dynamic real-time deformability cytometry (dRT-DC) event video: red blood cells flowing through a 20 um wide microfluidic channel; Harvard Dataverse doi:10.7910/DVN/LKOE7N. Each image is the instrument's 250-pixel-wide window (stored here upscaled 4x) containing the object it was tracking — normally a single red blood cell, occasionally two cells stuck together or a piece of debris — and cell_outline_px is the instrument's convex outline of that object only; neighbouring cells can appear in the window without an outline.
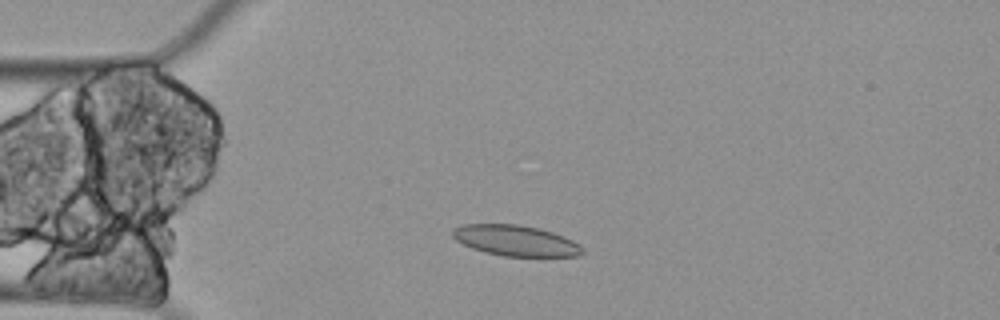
{"species": "Egyptian fruit bat (a non-hibernating species)", "species_latin": "Rousettus aegyptiacus", "temperature_condition": "cold", "stored_images_in_passage": 56, "camera_frame_rate_fps": 3000, "um_per_image_px": 0.085, "animal": {"sex": "female"}, "frame": {"image": 1, "passage_image": 11, "time_ms": 3.333, "image_size_px": [1000, 320], "cell_outline_px": [[584, 252], [580, 256], [504, 256], [484, 252], [472, 248], [456, 240], [452, 236], [452, 228], [464, 224], [516, 224], [540, 228], [552, 232], [572, 240], [580, 244], [584, 248]], "centroid_in_image_um": [43.83, 20.45], "position_along_channel_um": 41.2, "area_um2": 23.29}}
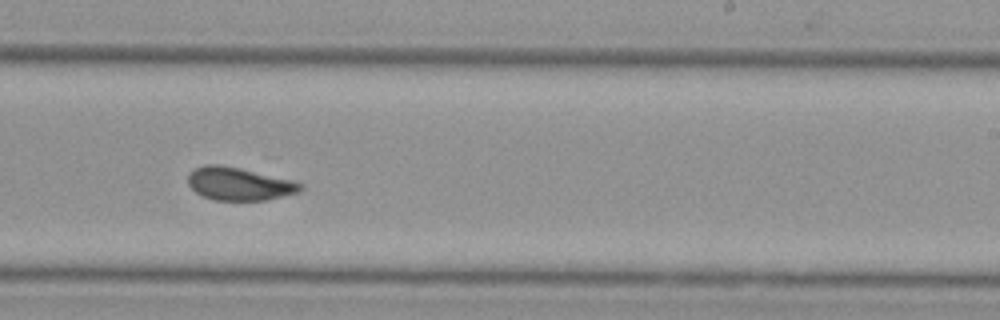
{"frame": {"image": 2, "passage_image": 33, "time_ms": 10.667, "image_size_px": [1000, 320], "cell_outline_px": [[304, 188], [300, 192], [264, 200], [212, 200], [196, 192], [188, 184], [188, 172], [204, 164], [220, 164], [240, 168], [296, 180], [304, 184]], "centroid_in_image_um": [20.36, 15.61], "position_along_channel_um": 268.6, "area_um2": 21.85}}
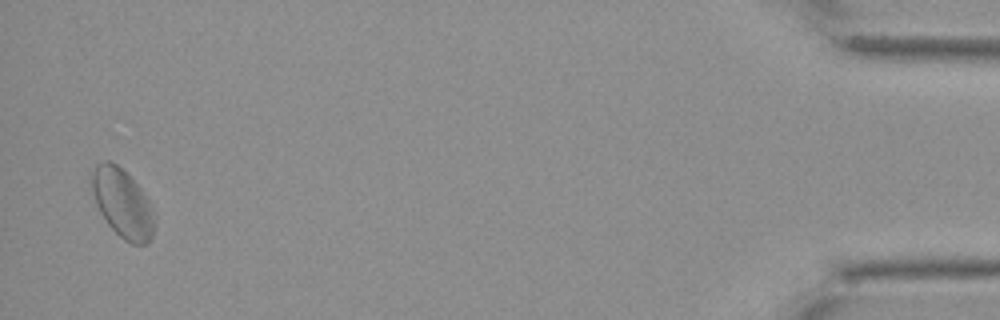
{"frame": {"image": 3, "passage_image": 55, "time_ms": 18.0, "image_size_px": [1000, 320], "cell_outline_px": [[156, 220], [152, 236], [148, 244], [132, 244], [124, 240], [108, 224], [100, 212], [96, 204], [92, 192], [92, 172], [96, 164], [104, 160], [112, 160], [140, 188], [148, 200], [156, 216]], "centroid_in_image_um": [10.43, 17.3], "position_along_channel_um": 424.8, "area_um2": 24.97}, "authors_computed_cell_mechanics": {"area_um2": 22.2241, "velocity_mm_per_s": 3.2893, "shape_relaxation_time_tau1_ms": null, "shape_relaxation_time_tau2_ms": 3.7076, "deformation_change_tau1": null, "deformation_change_tau2": 0.0862}}